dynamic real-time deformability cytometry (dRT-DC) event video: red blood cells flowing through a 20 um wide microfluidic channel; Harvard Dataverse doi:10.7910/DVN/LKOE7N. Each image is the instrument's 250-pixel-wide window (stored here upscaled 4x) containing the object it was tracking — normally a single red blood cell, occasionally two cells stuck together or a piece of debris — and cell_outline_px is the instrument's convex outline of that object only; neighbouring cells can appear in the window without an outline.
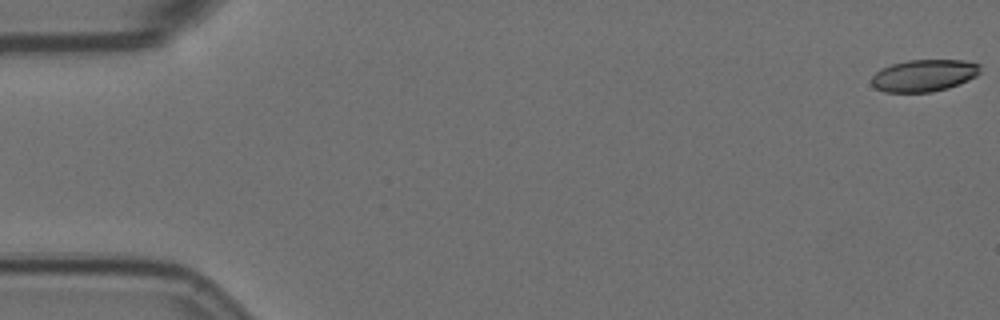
{"species": "Egyptian fruit bat (a non-hibernating species)", "species_latin": "Rousettus aegyptiacus", "temperature_condition": "room temperature", "stored_images_in_passage": 57, "camera_frame_rate_fps": 3000, "um_per_image_px": 0.085, "animal": {"sex": "female"}, "frame": {"image": 1, "passage_image": 1, "time_ms": 0.0, "image_size_px": [1000, 320], "cell_outline_px": [[980, 72], [976, 76], [960, 84], [948, 88], [932, 92], [884, 92], [876, 88], [872, 84], [872, 76], [880, 68], [892, 64], [908, 60], [964, 60], [980, 64]], "centroid_in_image_um": [78.55, 6.41], "position_along_channel_um": 6.5, "area_um2": 20.35}}
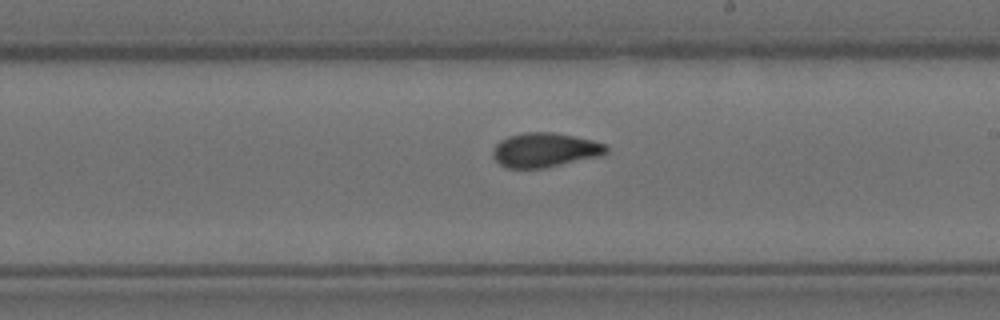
{"frame": {"image": 2, "passage_image": 33, "time_ms": 10.667, "image_size_px": [1000, 320], "cell_outline_px": [[608, 152], [604, 156], [544, 168], [508, 168], [500, 164], [492, 156], [492, 148], [500, 140], [508, 136], [524, 132], [552, 132], [592, 140], [608, 144]], "centroid_in_image_um": [46.35, 12.75], "position_along_channel_um": 242.7, "area_um2": 23.0}}
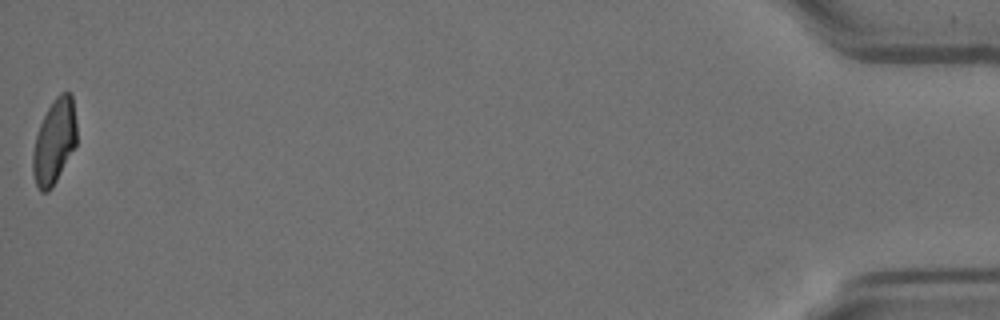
{"frame": {"image": 3, "passage_image": 57, "time_ms": 18.667, "image_size_px": [1000, 320], "cell_outline_px": [[76, 144], [52, 188], [48, 192], [40, 192], [36, 184], [32, 172], [32, 152], [36, 136], [40, 124], [52, 100], [60, 92], [68, 92], [72, 96], [76, 124]], "centroid_in_image_um": [4.6, 12.04], "position_along_channel_um": 430.6, "area_um2": 21.56}, "authors_computed_cell_mechanics": {"area_um2": 22.3108, "velocity_mm_per_s": 3.5953, "shape_relaxation_time_tau1_ms": 9.4874, "shape_relaxation_time_tau2_ms": 1.9461, "deformation_change_tau1": 0.2307, "deformation_change_tau2": 0.0771}}